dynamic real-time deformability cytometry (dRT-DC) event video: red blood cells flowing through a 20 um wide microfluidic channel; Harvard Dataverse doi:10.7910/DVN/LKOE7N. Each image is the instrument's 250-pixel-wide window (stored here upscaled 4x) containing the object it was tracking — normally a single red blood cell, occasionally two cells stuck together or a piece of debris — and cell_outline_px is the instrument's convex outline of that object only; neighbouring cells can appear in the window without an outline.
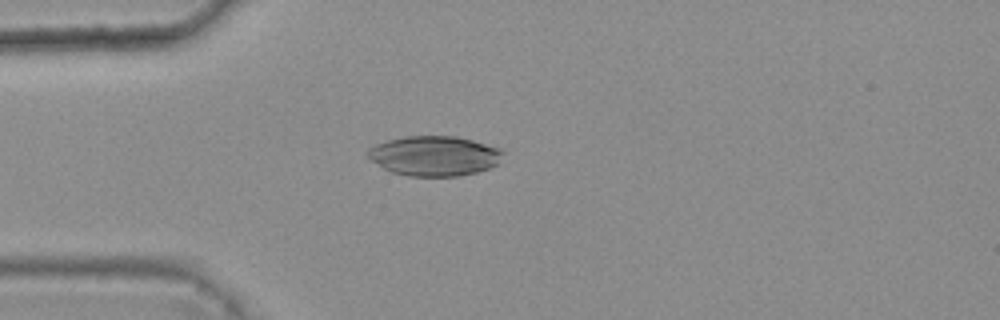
{"species": "common noctule bat (a hibernating species)", "species_latin": "Nyctalus noctula", "temperature_condition": "warm", "stored_images_in_passage": 2, "camera_frame_rate_fps": 3000, "um_per_image_px": 0.085, "animal": {"sex": "female", "body_mass_g": 25.1}, "frame": {"image": 1, "passage_image": 1, "time_ms": 0.0, "image_size_px": [1000, 320], "cell_outline_px": [[504, 152], [496, 164], [488, 168], [476, 172], [460, 176], [408, 176], [392, 172], [384, 168], [372, 160], [368, 156], [368, 148], [376, 144], [388, 140], [404, 136], [456, 136], [472, 140], [500, 148]], "centroid_in_image_um": [36.91, 13.24], "position_along_channel_um": 48.1, "area_um2": 31.21}}